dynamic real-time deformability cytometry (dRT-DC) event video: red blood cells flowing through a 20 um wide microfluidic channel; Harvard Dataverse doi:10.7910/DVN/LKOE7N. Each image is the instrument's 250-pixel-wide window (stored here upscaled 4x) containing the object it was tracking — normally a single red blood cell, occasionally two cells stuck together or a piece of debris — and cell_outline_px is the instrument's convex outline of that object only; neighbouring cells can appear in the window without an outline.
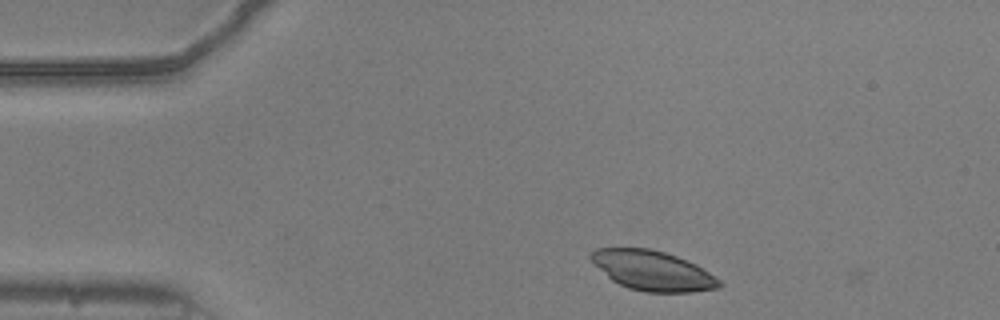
{"species": "common noctule bat (a hibernating species)", "species_latin": "Nyctalus noctula", "temperature_condition": "warm", "stored_images_in_passage": 5, "camera_frame_rate_fps": 3000, "um_per_image_px": 0.085, "animal": {"sex": "male", "body_mass_g": 20.5, "forearm_length_mm": 52.5}, "frame": {"image": 1, "passage_image": 4, "time_ms": 1.0, "image_size_px": [1000, 320], "cell_outline_px": [[724, 284], [720, 288], [692, 292], [644, 292], [628, 288], [612, 280], [588, 256], [596, 248], [652, 248], [676, 256], [696, 264], [720, 280]], "centroid_in_image_um": [55.51, 23.01], "position_along_channel_um": 29.5, "area_um2": 29.54}}